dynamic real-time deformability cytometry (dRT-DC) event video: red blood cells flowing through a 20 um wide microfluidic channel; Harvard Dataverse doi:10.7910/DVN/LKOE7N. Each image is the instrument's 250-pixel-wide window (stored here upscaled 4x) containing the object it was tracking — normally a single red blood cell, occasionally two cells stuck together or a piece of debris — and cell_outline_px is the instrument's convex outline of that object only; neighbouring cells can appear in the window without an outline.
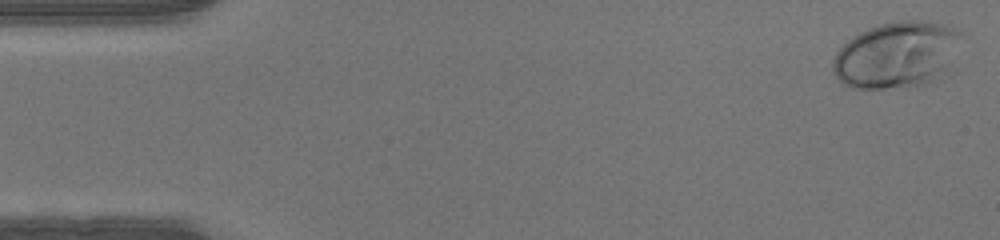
{"species": "human", "species_latin": "Homo sapiens", "temperature_condition": "warm", "stored_images_in_passage": 47, "camera_frame_rate_fps": 3000, "um_per_image_px": 0.085, "donor": {"sex": "male"}, "frame": {"image": 1, "passage_image": 1, "time_ms": 0.0, "image_size_px": [1000, 240], "cell_outline_px": [[960, 36], [948, 76], [940, 80], [908, 88], [852, 88], [844, 84], [832, 72], [832, 60], [836, 52], [852, 36], [868, 28], [880, 24], [900, 20], [916, 20], [940, 24], [956, 28], [960, 32]], "centroid_in_image_um": [76.23, 4.7], "position_along_channel_um": 8.8, "area_um2": 50.29}}
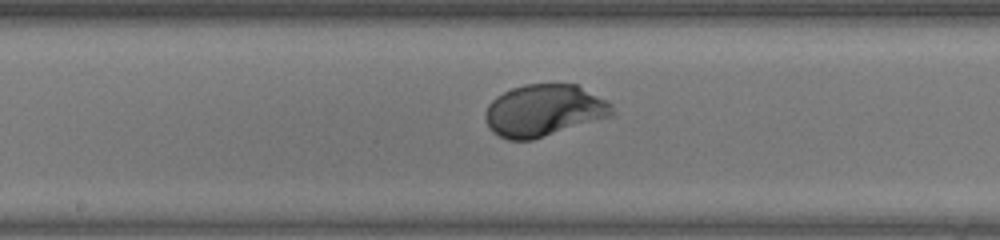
{"frame": {"image": 2, "passage_image": 24, "time_ms": 7.667, "image_size_px": [1000, 240], "cell_outline_px": [[616, 112], [612, 116], [532, 140], [508, 140], [492, 132], [488, 128], [484, 120], [484, 112], [488, 104], [496, 96], [512, 88], [524, 84], [576, 84], [612, 104]], "centroid_in_image_um": [46.2, 9.4], "position_along_channel_um": 202.0, "area_um2": 38.49}}
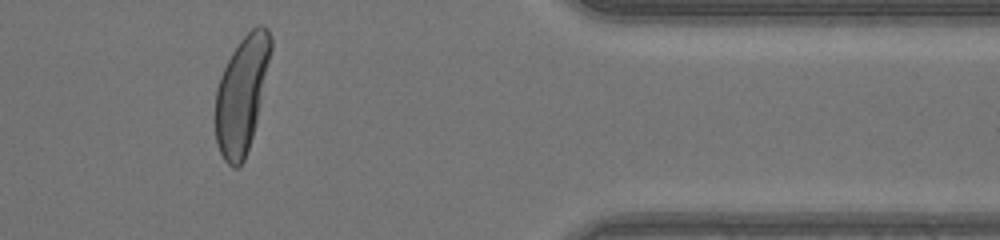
{"frame": {"image": 3, "passage_image": 39, "time_ms": 12.667, "image_size_px": [1000, 240], "cell_outline_px": [[272, 48], [256, 124], [244, 160], [236, 168], [232, 168], [224, 160], [220, 152], [216, 140], [216, 88], [220, 76], [232, 52], [240, 40], [256, 24], [264, 24], [268, 28], [272, 36]], "centroid_in_image_um": [20.56, 7.98], "position_along_channel_um": 390.8, "area_um2": 37.45}}